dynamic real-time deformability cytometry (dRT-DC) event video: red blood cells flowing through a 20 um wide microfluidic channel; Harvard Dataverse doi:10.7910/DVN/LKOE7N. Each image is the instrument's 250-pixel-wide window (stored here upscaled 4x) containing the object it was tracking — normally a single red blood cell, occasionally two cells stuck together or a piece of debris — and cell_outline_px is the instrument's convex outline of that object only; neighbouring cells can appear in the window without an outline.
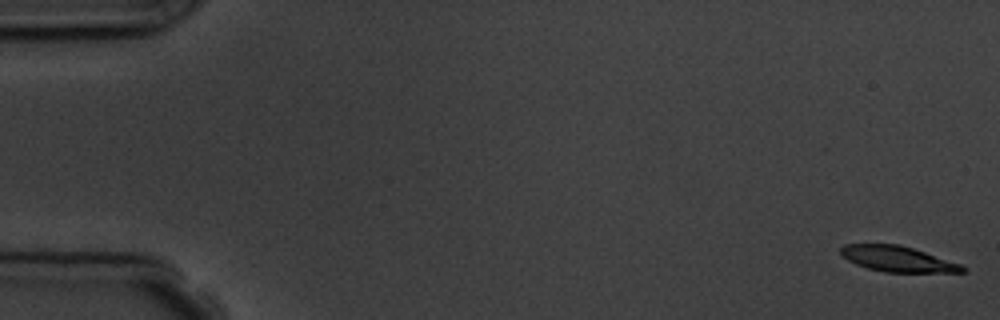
{"species": "common noctule bat (a hibernating species)", "species_latin": "Nyctalus noctula", "temperature_condition": "room temperature", "stored_images_in_passage": 5, "camera_frame_rate_fps": 3000, "um_per_image_px": 0.085, "animal": {"sex": "male", "body_mass_g": 19.5, "forearm_length_mm": 54.6}, "frame": {"image": 1, "passage_image": 1, "time_ms": 0.0, "image_size_px": [1000, 320], "cell_outline_px": [[968, 268], [964, 272], [884, 272], [868, 268], [856, 264], [848, 260], [840, 252], [840, 248], [844, 244], [900, 244], [960, 264]], "centroid_in_image_um": [76.28, 22.01], "position_along_channel_um": 8.7, "area_um2": 17.92}}
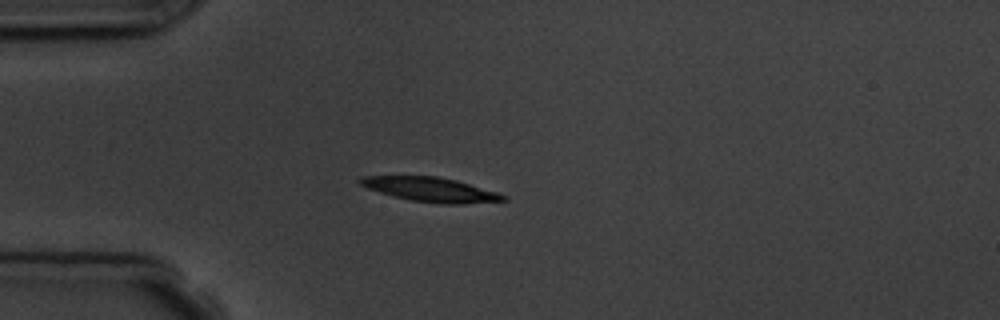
{"frame": {"image": 2, "passage_image": 5, "time_ms": 4.667, "image_size_px": [1000, 320], "cell_outline_px": [[508, 200], [464, 204], [440, 204], [412, 200], [392, 196], [368, 188], [360, 184], [356, 180], [364, 176], [436, 176], [456, 180], [496, 192], [508, 196]], "centroid_in_image_um": [36.62, 16.11], "position_along_channel_um": 48.4, "area_um2": 20.23}}